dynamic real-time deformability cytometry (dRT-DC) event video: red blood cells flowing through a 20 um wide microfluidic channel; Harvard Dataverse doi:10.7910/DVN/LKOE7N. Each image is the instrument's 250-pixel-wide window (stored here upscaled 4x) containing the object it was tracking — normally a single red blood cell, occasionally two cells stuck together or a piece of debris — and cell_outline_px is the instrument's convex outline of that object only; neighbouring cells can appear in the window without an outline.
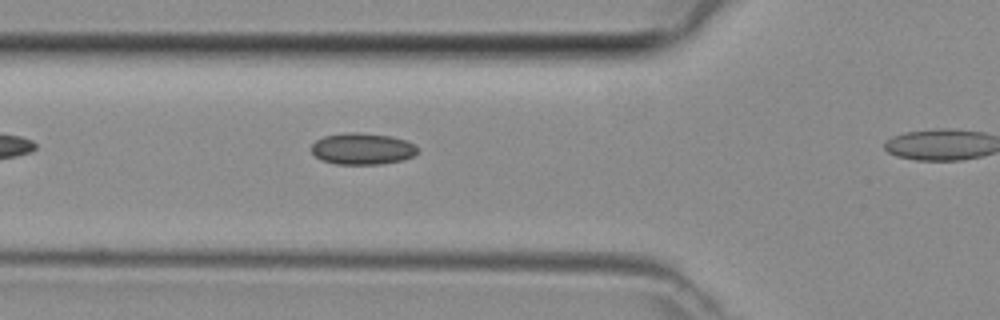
{"species": "common noctule bat (a hibernating species)", "species_latin": "Nyctalus noctula", "temperature_condition": "room temperature", "stored_images_in_passage": 5, "camera_frame_rate_fps": 3000, "um_per_image_px": 0.085, "animal": {"sex": "female", "body_mass_g": 29.2, "forearm_length_mm": 56.3}, "frame": {"image": 1, "passage_image": 4, "time_ms": 1.0, "image_size_px": [1000, 320], "cell_outline_px": [[416, 152], [412, 156], [404, 160], [380, 164], [336, 164], [320, 160], [312, 152], [312, 144], [316, 140], [324, 136], [344, 132], [360, 132], [392, 136], [408, 140], [416, 144]], "centroid_in_image_um": [30.8, 12.63], "position_along_channel_um": 95.0, "area_um2": 19.71}}